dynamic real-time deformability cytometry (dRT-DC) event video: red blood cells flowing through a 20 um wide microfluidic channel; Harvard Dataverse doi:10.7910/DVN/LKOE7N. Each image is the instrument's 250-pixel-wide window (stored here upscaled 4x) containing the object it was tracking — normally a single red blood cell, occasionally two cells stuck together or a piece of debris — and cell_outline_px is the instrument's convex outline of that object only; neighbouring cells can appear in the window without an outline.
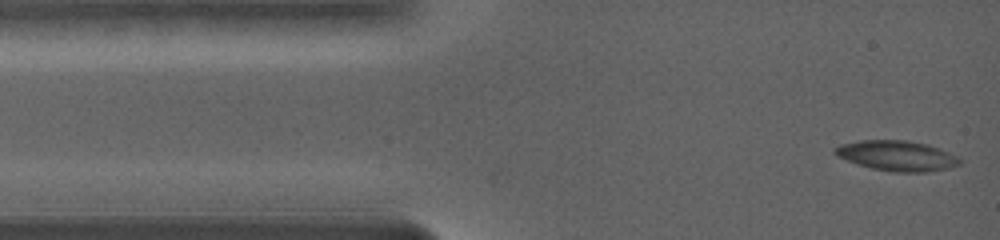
{"species": "common noctule bat (a hibernating species)", "species_latin": "Nyctalus noctula", "temperature_condition": "warm", "stored_images_in_passage": 20, "camera_frame_rate_fps": 5000, "um_per_image_px": 0.085, "animal": {"sex": "female", "body_mass_g": 19.0, "forearm_length_mm": 56.7}, "frame": {"image": 1, "passage_image": 1, "time_ms": 0.0, "image_size_px": [1000, 240], "cell_outline_px": [[960, 160], [952, 164], [940, 168], [924, 172], [904, 172], [876, 168], [860, 164], [848, 160], [840, 156], [836, 152], [836, 148], [844, 144], [860, 140], [908, 140], [924, 144], [936, 148]], "centroid_in_image_um": [76.15, 13.21], "position_along_channel_um": 8.9, "area_um2": 20.29}}
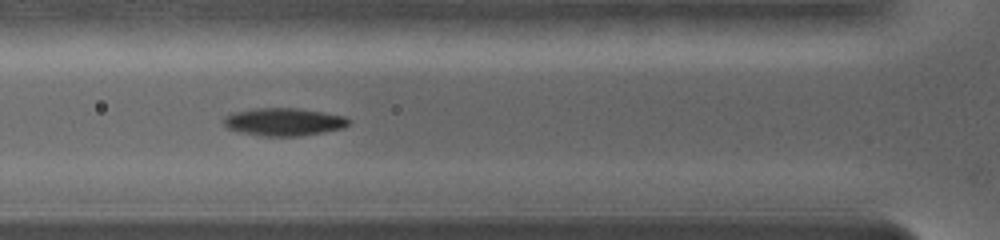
{"frame": {"image": 2, "passage_image": 11, "time_ms": 4.6, "image_size_px": [1000, 240], "cell_outline_px": [[348, 120], [344, 124], [336, 128], [296, 136], [264, 136], [232, 128], [224, 120], [228, 116], [244, 112], [268, 108], [288, 108], [316, 112], [340, 116]], "centroid_in_image_um": [24.12, 10.37], "position_along_channel_um": 101.7, "area_um2": 17.98}}
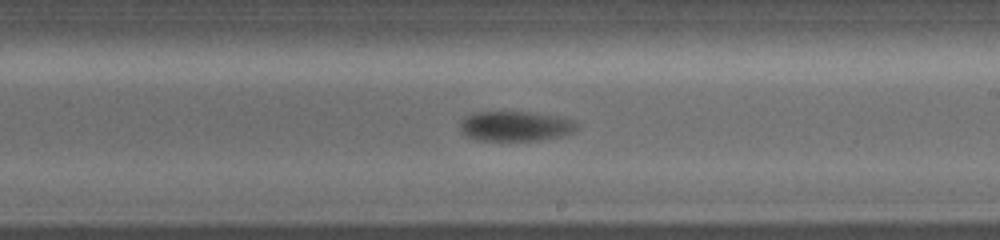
{"frame": {"image": 3, "passage_image": 20, "time_ms": 8.8, "image_size_px": [1000, 240], "cell_outline_px": [[572, 132], [556, 136], [536, 140], [480, 140], [468, 136], [464, 132], [464, 120], [472, 116], [484, 112], [520, 112], [568, 120], [572, 124]], "centroid_in_image_um": [43.74, 10.75], "position_along_channel_um": 245.3, "area_um2": 18.32}}